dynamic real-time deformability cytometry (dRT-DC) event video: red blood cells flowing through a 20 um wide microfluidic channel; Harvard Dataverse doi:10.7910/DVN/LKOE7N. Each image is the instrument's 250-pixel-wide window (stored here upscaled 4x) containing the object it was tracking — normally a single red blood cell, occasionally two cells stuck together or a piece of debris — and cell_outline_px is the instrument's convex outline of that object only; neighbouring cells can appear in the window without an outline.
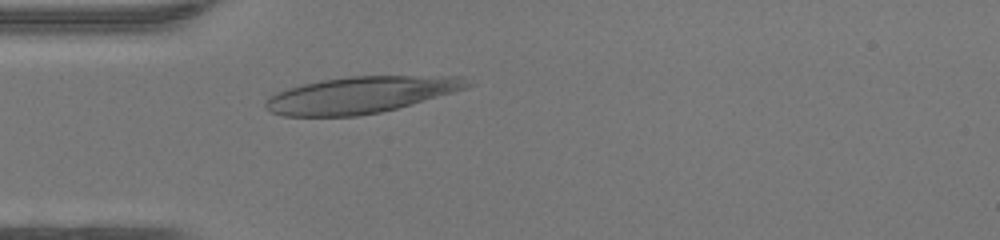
{"species": "human", "species_latin": "Homo sapiens", "temperature_condition": "warm", "stored_images_in_passage": 42, "camera_frame_rate_fps": 3000, "um_per_image_px": 0.085, "donor": {"sex": "female"}, "frame": {"image": 1, "passage_image": 9, "time_ms": 2.667, "image_size_px": [1000, 240], "cell_outline_px": [[476, 84], [468, 88], [396, 108], [380, 112], [356, 116], [284, 116], [272, 112], [264, 108], [264, 104], [268, 96], [276, 92], [288, 88], [320, 80], [352, 76], [460, 76]], "centroid_in_image_um": [30.65, 8.06], "position_along_channel_um": 54.3, "area_um2": 42.89}}
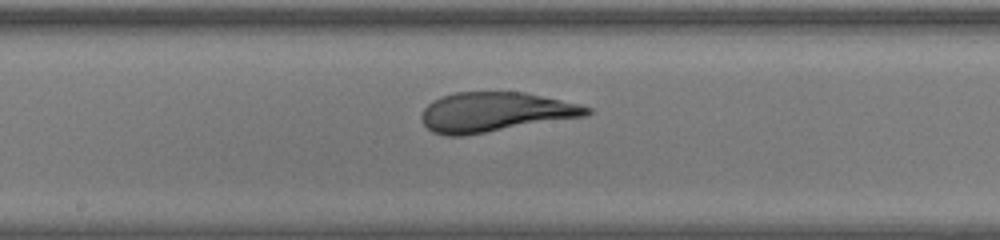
{"frame": {"image": 2, "passage_image": 20, "time_ms": 6.333, "image_size_px": [1000, 240], "cell_outline_px": [[592, 112], [588, 116], [464, 136], [448, 136], [432, 132], [420, 120], [420, 116], [424, 108], [432, 100], [440, 96], [456, 92], [524, 92], [580, 104], [592, 108]], "centroid_in_image_um": [42.08, 9.53], "position_along_channel_um": 206.1, "area_um2": 38.49}}
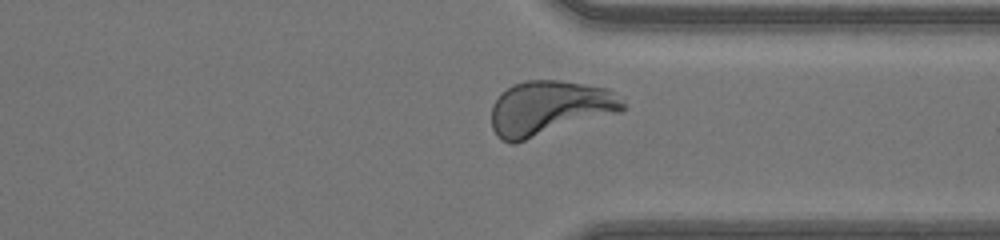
{"frame": {"image": 3, "passage_image": 31, "time_ms": 10.0, "image_size_px": [1000, 240], "cell_outline_px": [[628, 108], [620, 112], [516, 144], [512, 144], [500, 140], [496, 136], [492, 128], [492, 104], [500, 92], [512, 84], [528, 80], [560, 80], [608, 88]], "centroid_in_image_um": [46.65, 9.2], "position_along_channel_um": 364.7, "area_um2": 42.25}, "authors_computed_cell_mechanics": {"area_um2": 41.0091, "velocity_mm_per_s": 4.3291, "shape_relaxation_time_tau1_ms": 2.9832, "shape_relaxation_time_tau2_ms": null, "deformation_change_tau1": 0.1893, "deformation_change_tau2": null}}